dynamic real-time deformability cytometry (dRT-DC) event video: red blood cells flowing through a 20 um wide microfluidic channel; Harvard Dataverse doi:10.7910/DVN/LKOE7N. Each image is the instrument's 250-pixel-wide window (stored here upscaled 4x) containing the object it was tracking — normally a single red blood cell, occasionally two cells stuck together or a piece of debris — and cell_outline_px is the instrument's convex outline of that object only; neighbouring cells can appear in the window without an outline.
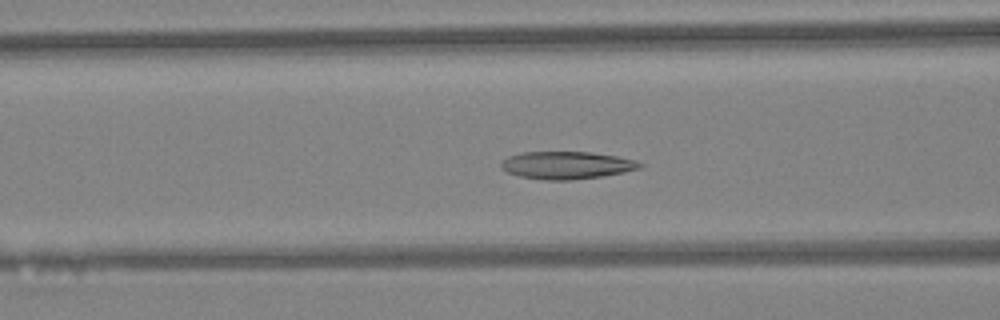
{"species": "Egyptian fruit bat (a non-hibernating species)", "species_latin": "Rousettus aegyptiacus", "temperature_condition": "warm", "stored_images_in_passage": 32, "camera_frame_rate_fps": 3000, "um_per_image_px": 0.085, "animal": {"sex": "female"}, "frame": {"image": 1, "passage_image": 5, "time_ms": 1.333, "image_size_px": [1000, 320], "cell_outline_px": [[644, 168], [604, 176], [572, 180], [544, 180], [520, 176], [508, 172], [500, 168], [500, 164], [508, 156], [520, 152], [588, 152], [616, 156], [636, 160], [644, 164]], "centroid_in_image_um": [48.2, 14.05], "position_along_channel_um": 118.4, "area_um2": 22.43}}
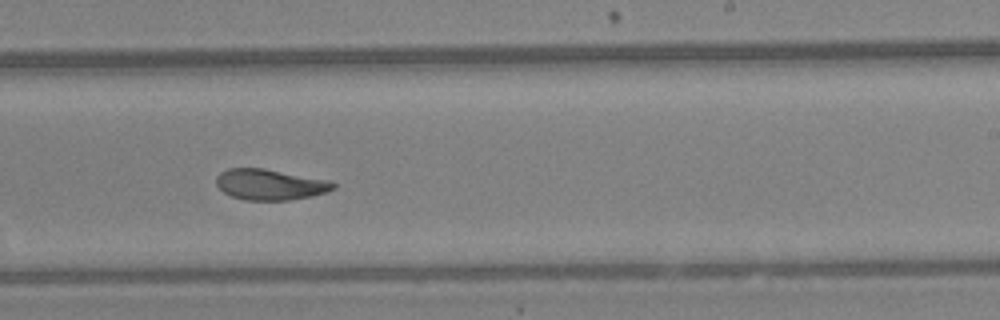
{"frame": {"image": 2, "passage_image": 15, "time_ms": 4.667, "image_size_px": [1000, 320], "cell_outline_px": [[336, 188], [328, 192], [312, 196], [288, 200], [244, 200], [232, 196], [224, 192], [216, 184], [216, 176], [220, 172], [228, 168], [264, 168], [328, 180], [336, 184]], "centroid_in_image_um": [22.96, 15.68], "position_along_channel_um": 266.0, "area_um2": 21.04}}
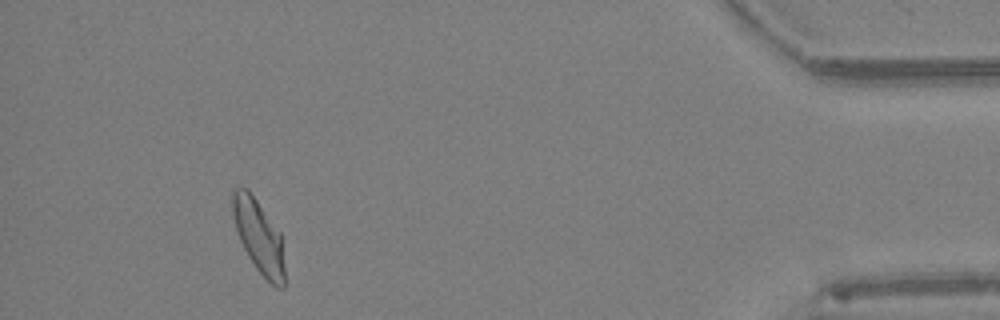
{"frame": {"image": 3, "passage_image": 29, "time_ms": 9.333, "image_size_px": [1000, 320], "cell_outline_px": [[284, 288], [276, 288], [256, 268], [248, 256], [240, 240], [232, 216], [232, 192], [236, 188], [248, 188], [280, 232], [284, 268]], "centroid_in_image_um": [21.98, 20.08], "position_along_channel_um": 413.2, "area_um2": 21.91}, "authors_computed_cell_mechanics": {"area_um2": 21.9351, "velocity_mm_per_s": 4.4478, "shape_relaxation_time_tau1_ms": 9.4838, "shape_relaxation_time_tau2_ms": 1.8601, "deformation_change_tau1": 0.2466, "deformation_change_tau2": 0.0656}}